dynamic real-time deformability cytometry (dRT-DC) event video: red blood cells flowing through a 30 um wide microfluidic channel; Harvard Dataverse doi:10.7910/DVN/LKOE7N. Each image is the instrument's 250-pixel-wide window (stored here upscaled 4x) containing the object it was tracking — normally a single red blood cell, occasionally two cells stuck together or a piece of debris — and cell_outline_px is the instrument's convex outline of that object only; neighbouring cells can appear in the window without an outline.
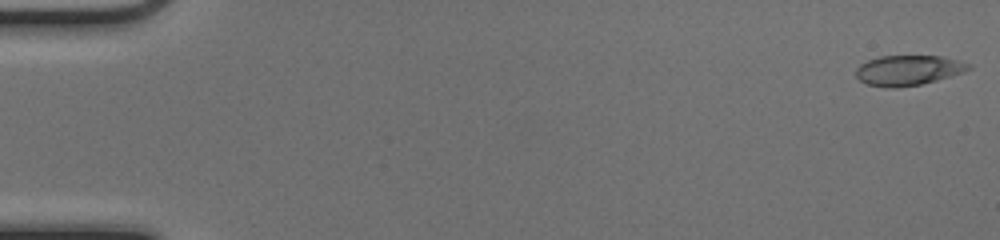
{"species": "common noctule bat (a hibernating species)", "species_latin": "Nyctalus noctula", "temperature_condition": "cold", "stored_images_in_passage": 51, "camera_frame_rate_fps": 3000, "um_per_image_px": 0.085, "animal": {"sex": "female", "body_mass_g": 17.0, "forearm_length_mm": 48.0}, "frame": {"image": 1, "passage_image": 1, "time_ms": 0.0, "image_size_px": [1000, 240], "cell_outline_px": [[972, 68], [964, 72], [936, 80], [920, 84], [896, 88], [884, 88], [868, 84], [860, 80], [856, 76], [856, 68], [860, 64], [868, 60], [880, 56], [940, 56], [956, 60], [968, 64]], "centroid_in_image_um": [77.16, 5.98], "position_along_channel_um": 7.8, "area_um2": 19.59}}
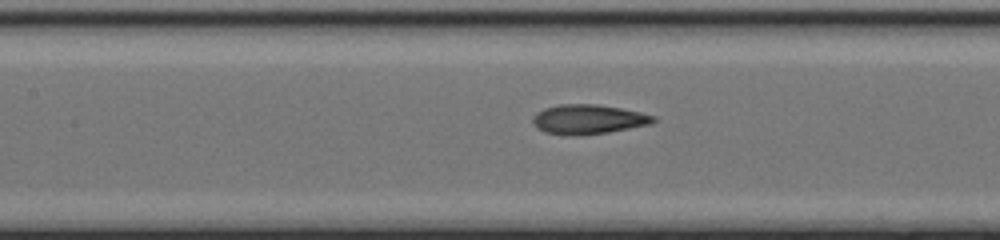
{"frame": {"image": 2, "passage_image": 24, "time_ms": 7.667, "image_size_px": [1000, 240], "cell_outline_px": [[656, 120], [648, 124], [608, 132], [544, 132], [532, 120], [536, 112], [544, 108], [556, 104], [596, 104], [620, 108], [640, 112], [656, 116]], "centroid_in_image_um": [50.04, 10.07], "position_along_channel_um": 157.4, "area_um2": 19.59}}
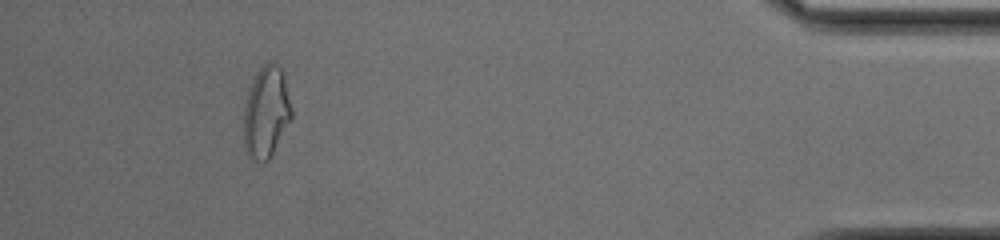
{"frame": {"image": 3, "passage_image": 47, "time_ms": 15.333, "image_size_px": [1000, 240], "cell_outline_px": [[292, 116], [268, 160], [256, 160], [248, 156], [244, 148], [244, 108], [248, 88], [256, 72], [264, 64], [272, 60], [284, 72], [292, 112]], "centroid_in_image_um": [22.61, 9.48], "position_along_channel_um": 412.6, "area_um2": 25.32}, "authors_computed_cell_mechanics": {"area_um2": 20.1722, "velocity_mm_per_s": 4.1161, "shape_relaxation_time_tau1_ms": null, "shape_relaxation_time_tau2_ms": 1.4264, "deformation_change_tau1": null, "deformation_change_tau2": 0.0938}}